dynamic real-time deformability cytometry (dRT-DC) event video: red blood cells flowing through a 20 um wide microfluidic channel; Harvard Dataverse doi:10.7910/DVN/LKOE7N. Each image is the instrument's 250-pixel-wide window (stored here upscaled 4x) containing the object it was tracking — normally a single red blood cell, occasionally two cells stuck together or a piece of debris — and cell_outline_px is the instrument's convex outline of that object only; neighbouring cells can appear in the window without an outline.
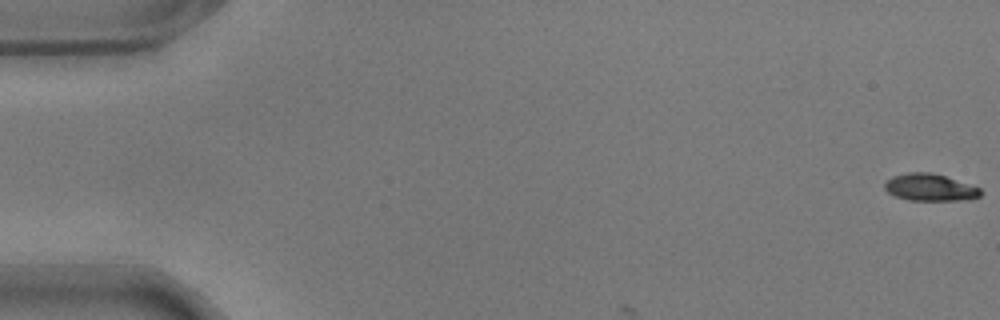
{"species": "common noctule bat (a hibernating species)", "species_latin": "Nyctalus noctula", "temperature_condition": "warm", "stored_images_in_passage": 9, "camera_frame_rate_fps": 3000, "um_per_image_px": 0.085, "animal": {"sex": "male", "body_mass_g": 17.9}, "frame": {"image": 1, "passage_image": 1, "time_ms": 0.0, "image_size_px": [1000, 320], "cell_outline_px": [[984, 192], [980, 196], [968, 200], [908, 200], [896, 196], [888, 192], [884, 188], [884, 184], [892, 176], [908, 172], [932, 172], [980, 188]], "centroid_in_image_um": [79.06, 15.93], "position_along_channel_um": 5.9, "area_um2": 15.09}}